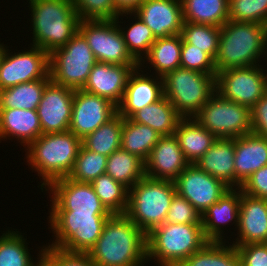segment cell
I'll return each mask as SVG.
<instances>
[{"instance_id":"cell-39","label":"cell","mask_w":267,"mask_h":266,"mask_svg":"<svg viewBox=\"0 0 267 266\" xmlns=\"http://www.w3.org/2000/svg\"><path fill=\"white\" fill-rule=\"evenodd\" d=\"M220 27L183 22L181 36L185 43L206 52L213 60L218 53Z\"/></svg>"},{"instance_id":"cell-46","label":"cell","mask_w":267,"mask_h":266,"mask_svg":"<svg viewBox=\"0 0 267 266\" xmlns=\"http://www.w3.org/2000/svg\"><path fill=\"white\" fill-rule=\"evenodd\" d=\"M241 266H267V243L236 246Z\"/></svg>"},{"instance_id":"cell-11","label":"cell","mask_w":267,"mask_h":266,"mask_svg":"<svg viewBox=\"0 0 267 266\" xmlns=\"http://www.w3.org/2000/svg\"><path fill=\"white\" fill-rule=\"evenodd\" d=\"M115 20H81L78 31L85 37L97 62L116 65H140L129 53Z\"/></svg>"},{"instance_id":"cell-25","label":"cell","mask_w":267,"mask_h":266,"mask_svg":"<svg viewBox=\"0 0 267 266\" xmlns=\"http://www.w3.org/2000/svg\"><path fill=\"white\" fill-rule=\"evenodd\" d=\"M40 135L42 128L36 109H0V142L15 138L25 149Z\"/></svg>"},{"instance_id":"cell-34","label":"cell","mask_w":267,"mask_h":266,"mask_svg":"<svg viewBox=\"0 0 267 266\" xmlns=\"http://www.w3.org/2000/svg\"><path fill=\"white\" fill-rule=\"evenodd\" d=\"M179 266H241V260L233 244L208 241Z\"/></svg>"},{"instance_id":"cell-48","label":"cell","mask_w":267,"mask_h":266,"mask_svg":"<svg viewBox=\"0 0 267 266\" xmlns=\"http://www.w3.org/2000/svg\"><path fill=\"white\" fill-rule=\"evenodd\" d=\"M252 133L267 138V92L250 109Z\"/></svg>"},{"instance_id":"cell-9","label":"cell","mask_w":267,"mask_h":266,"mask_svg":"<svg viewBox=\"0 0 267 266\" xmlns=\"http://www.w3.org/2000/svg\"><path fill=\"white\" fill-rule=\"evenodd\" d=\"M97 60L78 31L63 47L49 54L51 80L71 89H82Z\"/></svg>"},{"instance_id":"cell-45","label":"cell","mask_w":267,"mask_h":266,"mask_svg":"<svg viewBox=\"0 0 267 266\" xmlns=\"http://www.w3.org/2000/svg\"><path fill=\"white\" fill-rule=\"evenodd\" d=\"M54 266H96L89 253L73 252L61 247L44 246L43 254Z\"/></svg>"},{"instance_id":"cell-18","label":"cell","mask_w":267,"mask_h":266,"mask_svg":"<svg viewBox=\"0 0 267 266\" xmlns=\"http://www.w3.org/2000/svg\"><path fill=\"white\" fill-rule=\"evenodd\" d=\"M151 29L155 38L181 34V0H143L133 11Z\"/></svg>"},{"instance_id":"cell-43","label":"cell","mask_w":267,"mask_h":266,"mask_svg":"<svg viewBox=\"0 0 267 266\" xmlns=\"http://www.w3.org/2000/svg\"><path fill=\"white\" fill-rule=\"evenodd\" d=\"M180 67L206 74H217L214 60L203 50L182 40Z\"/></svg>"},{"instance_id":"cell-35","label":"cell","mask_w":267,"mask_h":266,"mask_svg":"<svg viewBox=\"0 0 267 266\" xmlns=\"http://www.w3.org/2000/svg\"><path fill=\"white\" fill-rule=\"evenodd\" d=\"M124 118L118 113L82 139V145L95 153L110 156L120 149Z\"/></svg>"},{"instance_id":"cell-12","label":"cell","mask_w":267,"mask_h":266,"mask_svg":"<svg viewBox=\"0 0 267 266\" xmlns=\"http://www.w3.org/2000/svg\"><path fill=\"white\" fill-rule=\"evenodd\" d=\"M215 89L223 98L251 109L267 92V69L260 64L217 72Z\"/></svg>"},{"instance_id":"cell-7","label":"cell","mask_w":267,"mask_h":266,"mask_svg":"<svg viewBox=\"0 0 267 266\" xmlns=\"http://www.w3.org/2000/svg\"><path fill=\"white\" fill-rule=\"evenodd\" d=\"M215 77L179 67L163 77L164 96L182 118H194L215 92Z\"/></svg>"},{"instance_id":"cell-24","label":"cell","mask_w":267,"mask_h":266,"mask_svg":"<svg viewBox=\"0 0 267 266\" xmlns=\"http://www.w3.org/2000/svg\"><path fill=\"white\" fill-rule=\"evenodd\" d=\"M267 165V138L253 133L235 138V188L261 167Z\"/></svg>"},{"instance_id":"cell-13","label":"cell","mask_w":267,"mask_h":266,"mask_svg":"<svg viewBox=\"0 0 267 266\" xmlns=\"http://www.w3.org/2000/svg\"><path fill=\"white\" fill-rule=\"evenodd\" d=\"M28 48L27 51L12 53L6 46L0 61V90L24 82L51 79L49 54L37 46Z\"/></svg>"},{"instance_id":"cell-44","label":"cell","mask_w":267,"mask_h":266,"mask_svg":"<svg viewBox=\"0 0 267 266\" xmlns=\"http://www.w3.org/2000/svg\"><path fill=\"white\" fill-rule=\"evenodd\" d=\"M165 222L201 224V215L187 199L176 193L167 212Z\"/></svg>"},{"instance_id":"cell-6","label":"cell","mask_w":267,"mask_h":266,"mask_svg":"<svg viewBox=\"0 0 267 266\" xmlns=\"http://www.w3.org/2000/svg\"><path fill=\"white\" fill-rule=\"evenodd\" d=\"M175 194L174 181L144 176L129 189L125 215L147 235L165 223Z\"/></svg>"},{"instance_id":"cell-50","label":"cell","mask_w":267,"mask_h":266,"mask_svg":"<svg viewBox=\"0 0 267 266\" xmlns=\"http://www.w3.org/2000/svg\"><path fill=\"white\" fill-rule=\"evenodd\" d=\"M44 245L37 255V263L35 266H54L44 255Z\"/></svg>"},{"instance_id":"cell-17","label":"cell","mask_w":267,"mask_h":266,"mask_svg":"<svg viewBox=\"0 0 267 266\" xmlns=\"http://www.w3.org/2000/svg\"><path fill=\"white\" fill-rule=\"evenodd\" d=\"M74 89L50 80L43 91L37 107L42 134L69 130L72 114Z\"/></svg>"},{"instance_id":"cell-32","label":"cell","mask_w":267,"mask_h":266,"mask_svg":"<svg viewBox=\"0 0 267 266\" xmlns=\"http://www.w3.org/2000/svg\"><path fill=\"white\" fill-rule=\"evenodd\" d=\"M50 80L38 79L0 90V109H37Z\"/></svg>"},{"instance_id":"cell-37","label":"cell","mask_w":267,"mask_h":266,"mask_svg":"<svg viewBox=\"0 0 267 266\" xmlns=\"http://www.w3.org/2000/svg\"><path fill=\"white\" fill-rule=\"evenodd\" d=\"M101 203L111 214H125L129 189L104 173L90 182Z\"/></svg>"},{"instance_id":"cell-3","label":"cell","mask_w":267,"mask_h":266,"mask_svg":"<svg viewBox=\"0 0 267 266\" xmlns=\"http://www.w3.org/2000/svg\"><path fill=\"white\" fill-rule=\"evenodd\" d=\"M81 145L82 140L68 130L42 134L25 148L28 166L42 179V192L52 181L69 175Z\"/></svg>"},{"instance_id":"cell-26","label":"cell","mask_w":267,"mask_h":266,"mask_svg":"<svg viewBox=\"0 0 267 266\" xmlns=\"http://www.w3.org/2000/svg\"><path fill=\"white\" fill-rule=\"evenodd\" d=\"M235 139L217 138L196 164L202 171L235 188Z\"/></svg>"},{"instance_id":"cell-31","label":"cell","mask_w":267,"mask_h":266,"mask_svg":"<svg viewBox=\"0 0 267 266\" xmlns=\"http://www.w3.org/2000/svg\"><path fill=\"white\" fill-rule=\"evenodd\" d=\"M161 137L151 127L124 118L120 148L145 162Z\"/></svg>"},{"instance_id":"cell-10","label":"cell","mask_w":267,"mask_h":266,"mask_svg":"<svg viewBox=\"0 0 267 266\" xmlns=\"http://www.w3.org/2000/svg\"><path fill=\"white\" fill-rule=\"evenodd\" d=\"M216 138H237L252 133L250 108L223 98L216 91L194 117Z\"/></svg>"},{"instance_id":"cell-20","label":"cell","mask_w":267,"mask_h":266,"mask_svg":"<svg viewBox=\"0 0 267 266\" xmlns=\"http://www.w3.org/2000/svg\"><path fill=\"white\" fill-rule=\"evenodd\" d=\"M139 66L96 62L82 90L106 98L118 106L130 74Z\"/></svg>"},{"instance_id":"cell-19","label":"cell","mask_w":267,"mask_h":266,"mask_svg":"<svg viewBox=\"0 0 267 266\" xmlns=\"http://www.w3.org/2000/svg\"><path fill=\"white\" fill-rule=\"evenodd\" d=\"M146 73L139 66L130 74L122 101L117 106V113L121 117L130 118L135 112L164 96L163 77Z\"/></svg>"},{"instance_id":"cell-2","label":"cell","mask_w":267,"mask_h":266,"mask_svg":"<svg viewBox=\"0 0 267 266\" xmlns=\"http://www.w3.org/2000/svg\"><path fill=\"white\" fill-rule=\"evenodd\" d=\"M263 57L267 61L266 25L228 20L220 27L218 53L214 60L217 72L260 65Z\"/></svg>"},{"instance_id":"cell-51","label":"cell","mask_w":267,"mask_h":266,"mask_svg":"<svg viewBox=\"0 0 267 266\" xmlns=\"http://www.w3.org/2000/svg\"><path fill=\"white\" fill-rule=\"evenodd\" d=\"M5 48H6V46L0 42V61H1V58L4 54V52H5Z\"/></svg>"},{"instance_id":"cell-29","label":"cell","mask_w":267,"mask_h":266,"mask_svg":"<svg viewBox=\"0 0 267 266\" xmlns=\"http://www.w3.org/2000/svg\"><path fill=\"white\" fill-rule=\"evenodd\" d=\"M129 119L151 127L161 136H172L182 117L169 100L163 96L157 102L135 112Z\"/></svg>"},{"instance_id":"cell-47","label":"cell","mask_w":267,"mask_h":266,"mask_svg":"<svg viewBox=\"0 0 267 266\" xmlns=\"http://www.w3.org/2000/svg\"><path fill=\"white\" fill-rule=\"evenodd\" d=\"M240 189L243 193L267 200V165L250 175Z\"/></svg>"},{"instance_id":"cell-27","label":"cell","mask_w":267,"mask_h":266,"mask_svg":"<svg viewBox=\"0 0 267 266\" xmlns=\"http://www.w3.org/2000/svg\"><path fill=\"white\" fill-rule=\"evenodd\" d=\"M185 159L194 164L217 139L195 118H182L174 133Z\"/></svg>"},{"instance_id":"cell-49","label":"cell","mask_w":267,"mask_h":266,"mask_svg":"<svg viewBox=\"0 0 267 266\" xmlns=\"http://www.w3.org/2000/svg\"><path fill=\"white\" fill-rule=\"evenodd\" d=\"M143 0H114L120 12H133Z\"/></svg>"},{"instance_id":"cell-33","label":"cell","mask_w":267,"mask_h":266,"mask_svg":"<svg viewBox=\"0 0 267 266\" xmlns=\"http://www.w3.org/2000/svg\"><path fill=\"white\" fill-rule=\"evenodd\" d=\"M105 173L130 189L145 176V162L120 148L108 156Z\"/></svg>"},{"instance_id":"cell-5","label":"cell","mask_w":267,"mask_h":266,"mask_svg":"<svg viewBox=\"0 0 267 266\" xmlns=\"http://www.w3.org/2000/svg\"><path fill=\"white\" fill-rule=\"evenodd\" d=\"M146 242L147 261L154 259L158 266H179L208 240L204 236L202 224L165 222L146 235Z\"/></svg>"},{"instance_id":"cell-30","label":"cell","mask_w":267,"mask_h":266,"mask_svg":"<svg viewBox=\"0 0 267 266\" xmlns=\"http://www.w3.org/2000/svg\"><path fill=\"white\" fill-rule=\"evenodd\" d=\"M183 21L222 27L229 20V0H181Z\"/></svg>"},{"instance_id":"cell-36","label":"cell","mask_w":267,"mask_h":266,"mask_svg":"<svg viewBox=\"0 0 267 266\" xmlns=\"http://www.w3.org/2000/svg\"><path fill=\"white\" fill-rule=\"evenodd\" d=\"M128 15L130 17L134 16L132 17L134 20L129 24L130 26L128 25L126 28L120 24L118 26L122 32L129 53L140 64L149 53L156 38L151 29L134 12H121L118 17L126 16L128 19Z\"/></svg>"},{"instance_id":"cell-16","label":"cell","mask_w":267,"mask_h":266,"mask_svg":"<svg viewBox=\"0 0 267 266\" xmlns=\"http://www.w3.org/2000/svg\"><path fill=\"white\" fill-rule=\"evenodd\" d=\"M116 114L117 106L108 99L76 89L69 131L82 140Z\"/></svg>"},{"instance_id":"cell-1","label":"cell","mask_w":267,"mask_h":266,"mask_svg":"<svg viewBox=\"0 0 267 266\" xmlns=\"http://www.w3.org/2000/svg\"><path fill=\"white\" fill-rule=\"evenodd\" d=\"M89 255L96 266H144L146 234L125 214H112Z\"/></svg>"},{"instance_id":"cell-4","label":"cell","mask_w":267,"mask_h":266,"mask_svg":"<svg viewBox=\"0 0 267 266\" xmlns=\"http://www.w3.org/2000/svg\"><path fill=\"white\" fill-rule=\"evenodd\" d=\"M31 11L32 43L51 54L78 32L80 18L72 0H27ZM33 29V30H32Z\"/></svg>"},{"instance_id":"cell-14","label":"cell","mask_w":267,"mask_h":266,"mask_svg":"<svg viewBox=\"0 0 267 266\" xmlns=\"http://www.w3.org/2000/svg\"><path fill=\"white\" fill-rule=\"evenodd\" d=\"M46 188L45 192L47 191L51 196L49 197L51 201L50 211L111 214L101 203L91 183L77 182L68 177H63L52 181Z\"/></svg>"},{"instance_id":"cell-41","label":"cell","mask_w":267,"mask_h":266,"mask_svg":"<svg viewBox=\"0 0 267 266\" xmlns=\"http://www.w3.org/2000/svg\"><path fill=\"white\" fill-rule=\"evenodd\" d=\"M229 20L267 26V0H229Z\"/></svg>"},{"instance_id":"cell-42","label":"cell","mask_w":267,"mask_h":266,"mask_svg":"<svg viewBox=\"0 0 267 266\" xmlns=\"http://www.w3.org/2000/svg\"><path fill=\"white\" fill-rule=\"evenodd\" d=\"M80 20H115L121 13L114 0H72Z\"/></svg>"},{"instance_id":"cell-28","label":"cell","mask_w":267,"mask_h":266,"mask_svg":"<svg viewBox=\"0 0 267 266\" xmlns=\"http://www.w3.org/2000/svg\"><path fill=\"white\" fill-rule=\"evenodd\" d=\"M182 36L181 34L169 37L156 38L152 44L149 53L141 61L140 67L152 70V75L164 77L168 72L173 71L180 67L181 49H182ZM147 62V63H145ZM150 64V65H144ZM148 66V67H147Z\"/></svg>"},{"instance_id":"cell-23","label":"cell","mask_w":267,"mask_h":266,"mask_svg":"<svg viewBox=\"0 0 267 266\" xmlns=\"http://www.w3.org/2000/svg\"><path fill=\"white\" fill-rule=\"evenodd\" d=\"M240 188H230L202 215L201 224L205 238L208 241L224 242V226L233 225L235 230L239 225Z\"/></svg>"},{"instance_id":"cell-21","label":"cell","mask_w":267,"mask_h":266,"mask_svg":"<svg viewBox=\"0 0 267 266\" xmlns=\"http://www.w3.org/2000/svg\"><path fill=\"white\" fill-rule=\"evenodd\" d=\"M189 164L175 135L162 136L145 161V176L174 181Z\"/></svg>"},{"instance_id":"cell-38","label":"cell","mask_w":267,"mask_h":266,"mask_svg":"<svg viewBox=\"0 0 267 266\" xmlns=\"http://www.w3.org/2000/svg\"><path fill=\"white\" fill-rule=\"evenodd\" d=\"M15 230V231H14ZM1 233L0 236V266H35L25 239L17 229ZM34 261V262H33Z\"/></svg>"},{"instance_id":"cell-40","label":"cell","mask_w":267,"mask_h":266,"mask_svg":"<svg viewBox=\"0 0 267 266\" xmlns=\"http://www.w3.org/2000/svg\"><path fill=\"white\" fill-rule=\"evenodd\" d=\"M107 158L81 145L73 169L67 177L77 182L90 183L106 172Z\"/></svg>"},{"instance_id":"cell-8","label":"cell","mask_w":267,"mask_h":266,"mask_svg":"<svg viewBox=\"0 0 267 266\" xmlns=\"http://www.w3.org/2000/svg\"><path fill=\"white\" fill-rule=\"evenodd\" d=\"M48 223L55 240L47 246L73 252H86L95 246L103 226L112 214H83L74 211H49Z\"/></svg>"},{"instance_id":"cell-22","label":"cell","mask_w":267,"mask_h":266,"mask_svg":"<svg viewBox=\"0 0 267 266\" xmlns=\"http://www.w3.org/2000/svg\"><path fill=\"white\" fill-rule=\"evenodd\" d=\"M234 246L266 243L267 200L243 193L240 189L239 225Z\"/></svg>"},{"instance_id":"cell-15","label":"cell","mask_w":267,"mask_h":266,"mask_svg":"<svg viewBox=\"0 0 267 266\" xmlns=\"http://www.w3.org/2000/svg\"><path fill=\"white\" fill-rule=\"evenodd\" d=\"M176 193L187 199L202 215L216 203L230 187L222 180L189 164L174 180Z\"/></svg>"}]
</instances>
